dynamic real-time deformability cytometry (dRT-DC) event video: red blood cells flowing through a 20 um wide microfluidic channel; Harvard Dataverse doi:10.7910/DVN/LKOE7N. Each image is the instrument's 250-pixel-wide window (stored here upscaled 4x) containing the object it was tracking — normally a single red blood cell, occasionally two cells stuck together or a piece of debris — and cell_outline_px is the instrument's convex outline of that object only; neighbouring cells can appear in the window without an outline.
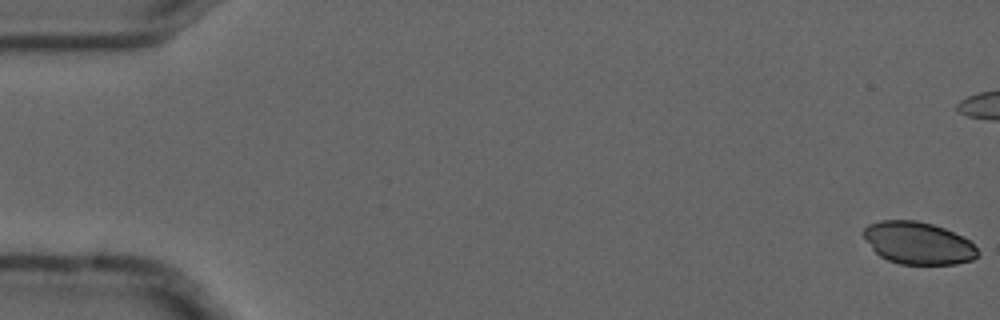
{"species": "common noctule bat (a hibernating species)", "species_latin": "Nyctalus noctula", "temperature_condition": "cold", "stored_images_in_passage": 3, "camera_frame_rate_fps": 3000, "um_per_image_px": 0.085, "animal": {"sex": "male", "forearm_length_mm": 52.5}, "frame": {"image": 1, "passage_image": 1, "time_ms": 0.0, "image_size_px": [1000, 320], "cell_outline_px": [[980, 256], [972, 260], [956, 264], [900, 264], [888, 260], [880, 256], [872, 248], [860, 232], [868, 224], [880, 220], [916, 220], [932, 224], [944, 228], [968, 240], [980, 252]], "centroid_in_image_um": [78.02, 20.66], "position_along_channel_um": 7.0, "area_um2": 28.21}}